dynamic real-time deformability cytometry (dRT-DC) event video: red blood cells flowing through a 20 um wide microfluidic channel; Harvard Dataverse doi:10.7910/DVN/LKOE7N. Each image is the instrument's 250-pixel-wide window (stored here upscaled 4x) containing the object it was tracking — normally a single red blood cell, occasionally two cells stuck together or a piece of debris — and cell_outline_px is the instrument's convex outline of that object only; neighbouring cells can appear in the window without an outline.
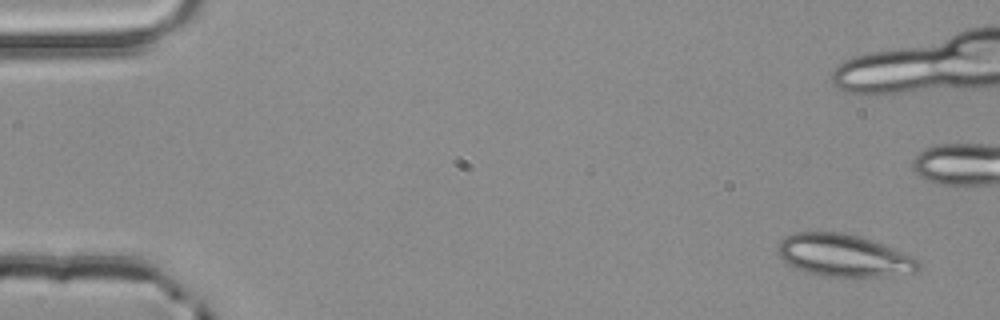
{"species": "common noctule bat (a hibernating species)", "species_latin": "Nyctalus noctula", "temperature_condition": "room temperature", "stored_images_in_passage": 4, "camera_frame_rate_fps": 3000, "um_per_image_px": 0.085, "animal": {"sex": "male", "body_mass_g": 20.4}, "frame": {"image": 1, "passage_image": 1, "time_ms": 0.0, "image_size_px": [1000, 320], "cell_outline_px": [[920, 268], [916, 272], [852, 280], [824, 276], [808, 272], [784, 260], [776, 252], [780, 240], [784, 236], [796, 232], [840, 232], [864, 236], [912, 256], [920, 264]], "centroid_in_image_um": [71.75, 21.73], "position_along_channel_um": 13.3, "area_um2": 35.32}}